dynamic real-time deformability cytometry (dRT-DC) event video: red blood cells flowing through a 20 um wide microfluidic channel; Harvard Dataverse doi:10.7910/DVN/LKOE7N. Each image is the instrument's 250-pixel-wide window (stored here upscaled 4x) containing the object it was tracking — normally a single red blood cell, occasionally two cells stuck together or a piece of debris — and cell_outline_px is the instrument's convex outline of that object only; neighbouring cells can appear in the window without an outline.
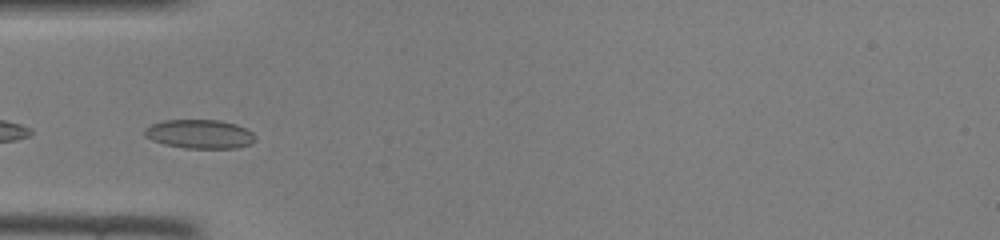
{"species": "common noctule bat (a hibernating species)", "species_latin": "Nyctalus noctula", "temperature_condition": "room temperature", "stored_images_in_passage": 29, "camera_frame_rate_fps": 3000, "um_per_image_px": 0.085, "animal": {"sex": "female", "body_mass_g": 22.0, "forearm_length_mm": 56.7}, "frame": {"image": 1, "passage_image": 5, "time_ms": 1.333, "image_size_px": [1000, 240], "cell_outline_px": [[256, 140], [252, 144], [236, 148], [184, 148], [164, 144], [152, 140], [144, 136], [144, 128], [152, 124], [164, 120], [220, 120], [236, 124], [252, 132], [256, 136]], "centroid_in_image_um": [16.98, 11.4], "position_along_channel_um": 68.0, "area_um2": 18.79}}
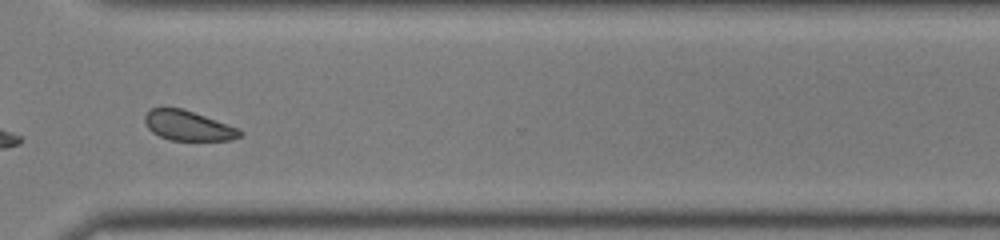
{"frame": {"image": 2, "passage_image": 25, "time_ms": 8.0, "image_size_px": [1000, 240], "cell_outline_px": [[244, 132], [240, 136], [232, 140], [168, 140], [152, 132], [148, 128], [144, 120], [144, 116], [148, 108], [164, 104], [180, 108], [240, 128]], "centroid_in_image_um": [15.93, 10.64], "position_along_channel_um": 354.7, "area_um2": 16.99}}